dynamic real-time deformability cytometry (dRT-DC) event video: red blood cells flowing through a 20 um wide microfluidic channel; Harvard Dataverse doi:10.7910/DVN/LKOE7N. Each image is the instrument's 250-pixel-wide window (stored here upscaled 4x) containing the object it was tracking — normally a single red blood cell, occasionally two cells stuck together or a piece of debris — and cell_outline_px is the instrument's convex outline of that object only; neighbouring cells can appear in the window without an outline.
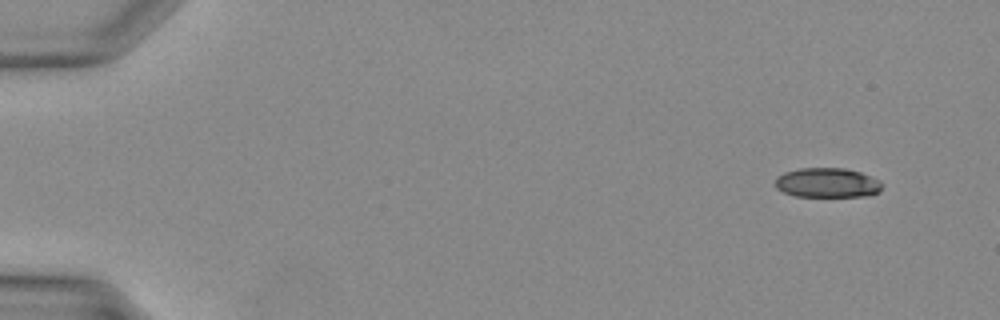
{"species": "Egyptian fruit bat (a non-hibernating species)", "species_latin": "Rousettus aegyptiacus", "temperature_condition": "warm", "stored_images_in_passage": 12, "camera_frame_rate_fps": 3000, "um_per_image_px": 0.085, "animal": {"sex": "female"}, "frame": {"image": 1, "passage_image": 3, "time_ms": 0.667, "image_size_px": [1000, 320], "cell_outline_px": [[880, 192], [868, 196], [796, 196], [784, 192], [776, 188], [776, 176], [784, 172], [800, 168], [844, 168], [860, 172], [880, 180]], "centroid_in_image_um": [70.31, 15.53], "position_along_channel_um": 14.7, "area_um2": 18.38}}
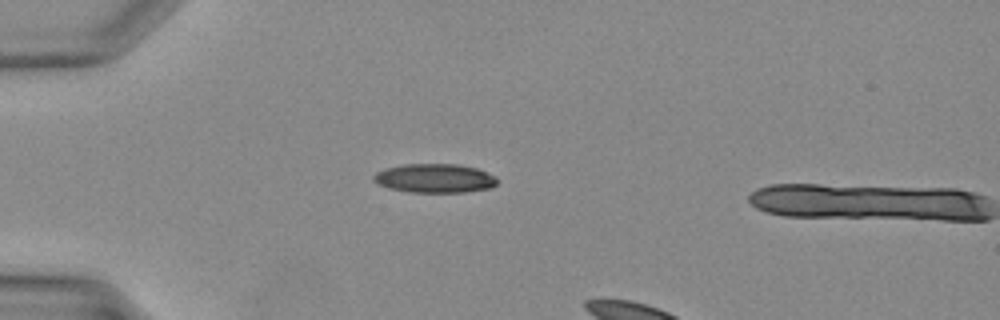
{"frame": {"image": 2, "passage_image": 11, "time_ms": 3.333, "image_size_px": [1000, 320], "cell_outline_px": [[496, 184], [492, 188], [464, 192], [408, 192], [388, 188], [376, 184], [372, 180], [372, 176], [376, 172], [384, 168], [404, 164], [456, 164], [476, 168], [496, 176]], "centroid_in_image_um": [36.9, 15.15], "position_along_channel_um": 48.1, "area_um2": 21.04}}